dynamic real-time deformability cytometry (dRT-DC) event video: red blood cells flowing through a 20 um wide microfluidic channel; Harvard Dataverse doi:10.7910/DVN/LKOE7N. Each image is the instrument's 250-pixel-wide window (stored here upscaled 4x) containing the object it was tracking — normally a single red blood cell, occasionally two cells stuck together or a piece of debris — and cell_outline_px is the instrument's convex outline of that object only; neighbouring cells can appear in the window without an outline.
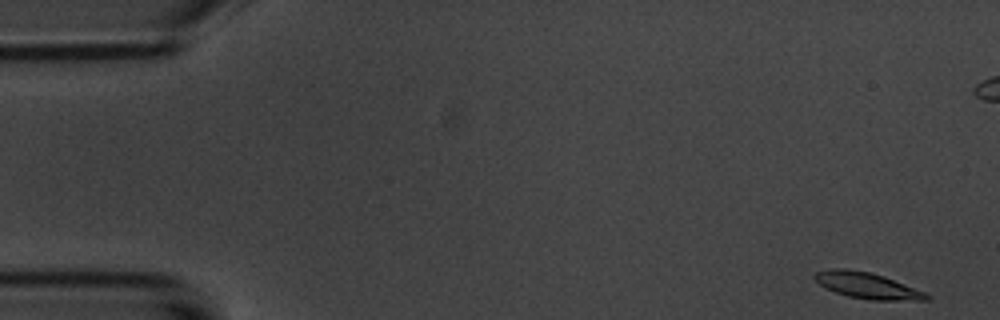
{"species": "common noctule bat (a hibernating species)", "species_latin": "Nyctalus noctula", "temperature_condition": "room temperature", "stored_images_in_passage": 54, "camera_frame_rate_fps": 3000, "um_per_image_px": 0.085, "animal": {"sex": "male", "body_mass_g": 20.1, "forearm_length_mm": 53.5}, "frame": {"image": 1, "passage_image": 1, "time_ms": 0.0, "image_size_px": [1000, 320], "cell_outline_px": [[932, 296], [928, 300], [868, 300], [848, 296], [836, 292], [820, 284], [812, 276], [816, 272], [836, 268], [844, 268], [868, 272], [884, 276], [924, 292]], "centroid_in_image_um": [73.72, 24.28], "position_along_channel_um": 11.3, "area_um2": 16.7}}
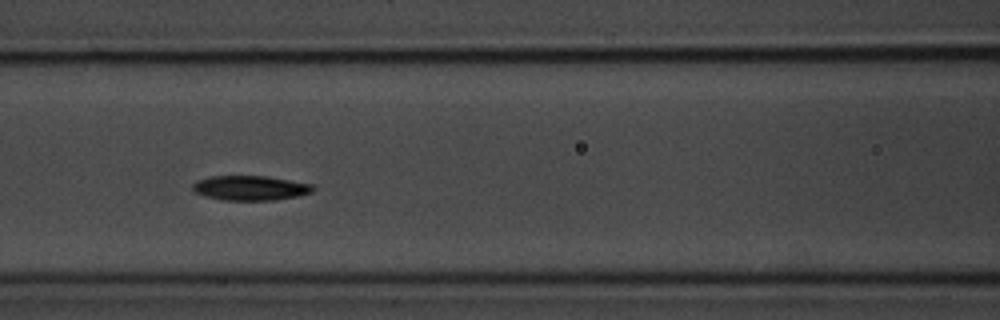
{"frame": {"image": 2, "passage_image": 22, "time_ms": 7.0, "image_size_px": [1000, 320], "cell_outline_px": [[316, 188], [312, 192], [296, 196], [272, 200], [220, 200], [196, 192], [192, 188], [192, 184], [196, 180], [208, 176], [268, 176], [312, 184]], "centroid_in_image_um": [21.27, 15.96], "position_along_channel_um": 145.3, "area_um2": 17.28}}
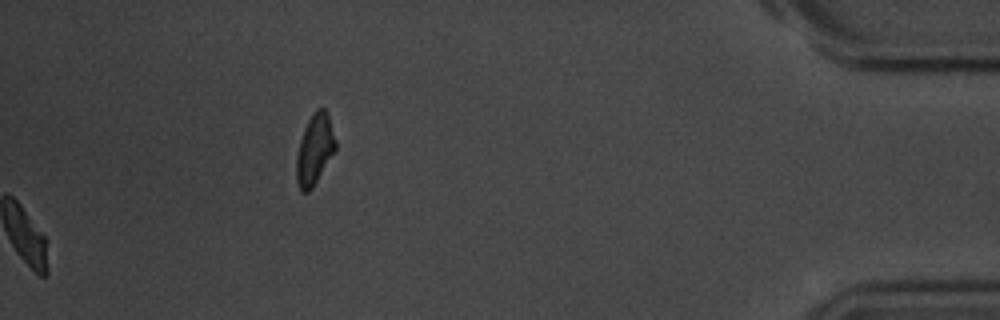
{"frame": {"image": 3, "passage_image": 54, "time_ms": 17.667, "image_size_px": [1000, 320], "cell_outline_px": [[336, 148], [312, 188], [308, 192], [300, 192], [296, 180], [296, 156], [300, 140], [304, 128], [312, 112], [316, 108], [324, 108], [328, 116], [336, 140]], "centroid_in_image_um": [26.72, 12.7], "position_along_channel_um": 408.5, "area_um2": 15.95}, "authors_computed_cell_mechanics": {"area_um2": 16.9643, "velocity_mm_per_s": 3.6545, "shape_relaxation_time_tau1_ms": 2.1614, "shape_relaxation_time_tau2_ms": 5.4502, "deformation_change_tau1": 0.1266, "deformation_change_tau2": 0.1074}}